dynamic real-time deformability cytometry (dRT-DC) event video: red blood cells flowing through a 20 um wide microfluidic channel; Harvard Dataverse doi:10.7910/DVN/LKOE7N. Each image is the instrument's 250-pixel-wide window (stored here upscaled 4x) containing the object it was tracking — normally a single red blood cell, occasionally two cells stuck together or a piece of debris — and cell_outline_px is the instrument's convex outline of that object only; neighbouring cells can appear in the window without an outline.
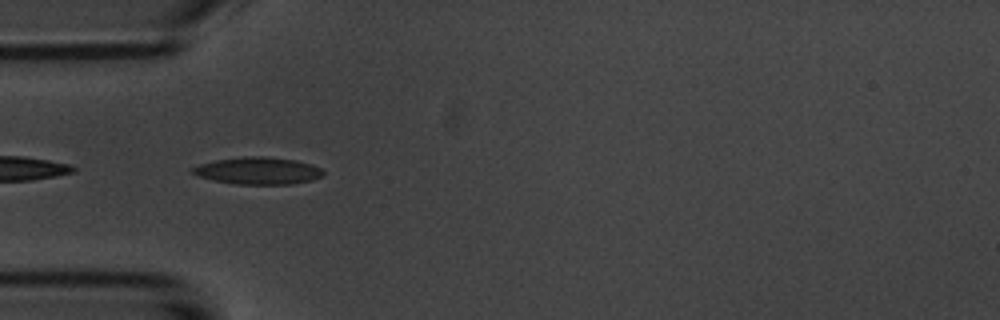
{"species": "common noctule bat (a hibernating species)", "species_latin": "Nyctalus noctula", "temperature_condition": "room temperature", "stored_images_in_passage": 2, "camera_frame_rate_fps": 3000, "um_per_image_px": 0.085, "animal": {"sex": "male", "body_mass_g": 20.1, "forearm_length_mm": 53.5}, "frame": {"image": 1, "passage_image": 1, "time_ms": 0.0, "image_size_px": [1000, 320], "cell_outline_px": [[324, 176], [312, 180], [292, 184], [236, 184], [216, 180], [200, 176], [192, 172], [192, 168], [200, 164], [216, 160], [244, 156], [268, 156], [296, 160], [312, 164], [320, 168], [324, 172]], "centroid_in_image_um": [22.0, 14.5], "position_along_channel_um": 63.0, "area_um2": 20.58}}